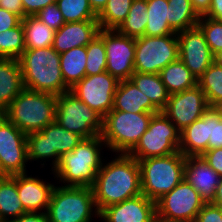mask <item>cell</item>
<instances>
[{
	"label": "cell",
	"instance_id": "obj_1",
	"mask_svg": "<svg viewBox=\"0 0 222 222\" xmlns=\"http://www.w3.org/2000/svg\"><path fill=\"white\" fill-rule=\"evenodd\" d=\"M118 155L106 165L102 163L91 186L99 213L112 204L142 194L138 160L128 154Z\"/></svg>",
	"mask_w": 222,
	"mask_h": 222
},
{
	"label": "cell",
	"instance_id": "obj_2",
	"mask_svg": "<svg viewBox=\"0 0 222 222\" xmlns=\"http://www.w3.org/2000/svg\"><path fill=\"white\" fill-rule=\"evenodd\" d=\"M18 62L24 88L55 96L70 91L61 73L60 54L52 46L25 50Z\"/></svg>",
	"mask_w": 222,
	"mask_h": 222
},
{
	"label": "cell",
	"instance_id": "obj_3",
	"mask_svg": "<svg viewBox=\"0 0 222 222\" xmlns=\"http://www.w3.org/2000/svg\"><path fill=\"white\" fill-rule=\"evenodd\" d=\"M101 135L83 139L71 152L64 154L52 173L64 186L91 187L102 165ZM67 183V184H66Z\"/></svg>",
	"mask_w": 222,
	"mask_h": 222
},
{
	"label": "cell",
	"instance_id": "obj_4",
	"mask_svg": "<svg viewBox=\"0 0 222 222\" xmlns=\"http://www.w3.org/2000/svg\"><path fill=\"white\" fill-rule=\"evenodd\" d=\"M56 103L53 94L24 88L2 115L27 135L55 122Z\"/></svg>",
	"mask_w": 222,
	"mask_h": 222
},
{
	"label": "cell",
	"instance_id": "obj_5",
	"mask_svg": "<svg viewBox=\"0 0 222 222\" xmlns=\"http://www.w3.org/2000/svg\"><path fill=\"white\" fill-rule=\"evenodd\" d=\"M186 157L180 152L139 160L142 194L156 202L184 179Z\"/></svg>",
	"mask_w": 222,
	"mask_h": 222
},
{
	"label": "cell",
	"instance_id": "obj_6",
	"mask_svg": "<svg viewBox=\"0 0 222 222\" xmlns=\"http://www.w3.org/2000/svg\"><path fill=\"white\" fill-rule=\"evenodd\" d=\"M46 214L50 222H91L99 217L92 187L55 186Z\"/></svg>",
	"mask_w": 222,
	"mask_h": 222
},
{
	"label": "cell",
	"instance_id": "obj_7",
	"mask_svg": "<svg viewBox=\"0 0 222 222\" xmlns=\"http://www.w3.org/2000/svg\"><path fill=\"white\" fill-rule=\"evenodd\" d=\"M154 113H129L111 110L103 118L101 137L105 148L113 152L128 154L147 131Z\"/></svg>",
	"mask_w": 222,
	"mask_h": 222
},
{
	"label": "cell",
	"instance_id": "obj_8",
	"mask_svg": "<svg viewBox=\"0 0 222 222\" xmlns=\"http://www.w3.org/2000/svg\"><path fill=\"white\" fill-rule=\"evenodd\" d=\"M83 139L82 136L66 130L55 121L41 131L27 134V159L43 161L52 158L53 171L61 157L71 152Z\"/></svg>",
	"mask_w": 222,
	"mask_h": 222
},
{
	"label": "cell",
	"instance_id": "obj_9",
	"mask_svg": "<svg viewBox=\"0 0 222 222\" xmlns=\"http://www.w3.org/2000/svg\"><path fill=\"white\" fill-rule=\"evenodd\" d=\"M180 131L162 112L152 115L147 131L128 153L139 160L174 154L179 151Z\"/></svg>",
	"mask_w": 222,
	"mask_h": 222
},
{
	"label": "cell",
	"instance_id": "obj_10",
	"mask_svg": "<svg viewBox=\"0 0 222 222\" xmlns=\"http://www.w3.org/2000/svg\"><path fill=\"white\" fill-rule=\"evenodd\" d=\"M55 121L84 139L99 136L103 129V117L70 91L57 96Z\"/></svg>",
	"mask_w": 222,
	"mask_h": 222
},
{
	"label": "cell",
	"instance_id": "obj_11",
	"mask_svg": "<svg viewBox=\"0 0 222 222\" xmlns=\"http://www.w3.org/2000/svg\"><path fill=\"white\" fill-rule=\"evenodd\" d=\"M179 59L177 34L142 36L135 39V72L159 74L168 64Z\"/></svg>",
	"mask_w": 222,
	"mask_h": 222
},
{
	"label": "cell",
	"instance_id": "obj_12",
	"mask_svg": "<svg viewBox=\"0 0 222 222\" xmlns=\"http://www.w3.org/2000/svg\"><path fill=\"white\" fill-rule=\"evenodd\" d=\"M206 201L183 179L156 201L157 222H194Z\"/></svg>",
	"mask_w": 222,
	"mask_h": 222
},
{
	"label": "cell",
	"instance_id": "obj_13",
	"mask_svg": "<svg viewBox=\"0 0 222 222\" xmlns=\"http://www.w3.org/2000/svg\"><path fill=\"white\" fill-rule=\"evenodd\" d=\"M98 35L106 49V72L118 81L130 80L135 73V38L106 29H100Z\"/></svg>",
	"mask_w": 222,
	"mask_h": 222
},
{
	"label": "cell",
	"instance_id": "obj_14",
	"mask_svg": "<svg viewBox=\"0 0 222 222\" xmlns=\"http://www.w3.org/2000/svg\"><path fill=\"white\" fill-rule=\"evenodd\" d=\"M27 135L4 115L0 116V175L26 173Z\"/></svg>",
	"mask_w": 222,
	"mask_h": 222
},
{
	"label": "cell",
	"instance_id": "obj_15",
	"mask_svg": "<svg viewBox=\"0 0 222 222\" xmlns=\"http://www.w3.org/2000/svg\"><path fill=\"white\" fill-rule=\"evenodd\" d=\"M119 81L108 72L85 76L70 92L103 118L112 110Z\"/></svg>",
	"mask_w": 222,
	"mask_h": 222
},
{
	"label": "cell",
	"instance_id": "obj_16",
	"mask_svg": "<svg viewBox=\"0 0 222 222\" xmlns=\"http://www.w3.org/2000/svg\"><path fill=\"white\" fill-rule=\"evenodd\" d=\"M209 107L204 92L196 85L191 89L171 94L162 112L181 132L201 118Z\"/></svg>",
	"mask_w": 222,
	"mask_h": 222
},
{
	"label": "cell",
	"instance_id": "obj_17",
	"mask_svg": "<svg viewBox=\"0 0 222 222\" xmlns=\"http://www.w3.org/2000/svg\"><path fill=\"white\" fill-rule=\"evenodd\" d=\"M179 59L198 80L214 62V55L198 26L177 32Z\"/></svg>",
	"mask_w": 222,
	"mask_h": 222
},
{
	"label": "cell",
	"instance_id": "obj_18",
	"mask_svg": "<svg viewBox=\"0 0 222 222\" xmlns=\"http://www.w3.org/2000/svg\"><path fill=\"white\" fill-rule=\"evenodd\" d=\"M99 218L104 222H157L156 202L140 194L104 208Z\"/></svg>",
	"mask_w": 222,
	"mask_h": 222
},
{
	"label": "cell",
	"instance_id": "obj_19",
	"mask_svg": "<svg viewBox=\"0 0 222 222\" xmlns=\"http://www.w3.org/2000/svg\"><path fill=\"white\" fill-rule=\"evenodd\" d=\"M184 179L209 203L214 199L221 177L201 156H188L184 165Z\"/></svg>",
	"mask_w": 222,
	"mask_h": 222
},
{
	"label": "cell",
	"instance_id": "obj_20",
	"mask_svg": "<svg viewBox=\"0 0 222 222\" xmlns=\"http://www.w3.org/2000/svg\"><path fill=\"white\" fill-rule=\"evenodd\" d=\"M100 31L97 20L64 23L54 34L53 49L59 54L86 46Z\"/></svg>",
	"mask_w": 222,
	"mask_h": 222
},
{
	"label": "cell",
	"instance_id": "obj_21",
	"mask_svg": "<svg viewBox=\"0 0 222 222\" xmlns=\"http://www.w3.org/2000/svg\"><path fill=\"white\" fill-rule=\"evenodd\" d=\"M54 187L27 173L17 174V192L26 212L41 213L43 210L46 213Z\"/></svg>",
	"mask_w": 222,
	"mask_h": 222
},
{
	"label": "cell",
	"instance_id": "obj_22",
	"mask_svg": "<svg viewBox=\"0 0 222 222\" xmlns=\"http://www.w3.org/2000/svg\"><path fill=\"white\" fill-rule=\"evenodd\" d=\"M112 110L129 113L160 112L131 80L119 81L114 95Z\"/></svg>",
	"mask_w": 222,
	"mask_h": 222
},
{
	"label": "cell",
	"instance_id": "obj_23",
	"mask_svg": "<svg viewBox=\"0 0 222 222\" xmlns=\"http://www.w3.org/2000/svg\"><path fill=\"white\" fill-rule=\"evenodd\" d=\"M209 108L203 116L180 132L179 151L185 156H201L208 150Z\"/></svg>",
	"mask_w": 222,
	"mask_h": 222
},
{
	"label": "cell",
	"instance_id": "obj_24",
	"mask_svg": "<svg viewBox=\"0 0 222 222\" xmlns=\"http://www.w3.org/2000/svg\"><path fill=\"white\" fill-rule=\"evenodd\" d=\"M24 89L23 77L18 59L0 58V113Z\"/></svg>",
	"mask_w": 222,
	"mask_h": 222
},
{
	"label": "cell",
	"instance_id": "obj_25",
	"mask_svg": "<svg viewBox=\"0 0 222 222\" xmlns=\"http://www.w3.org/2000/svg\"><path fill=\"white\" fill-rule=\"evenodd\" d=\"M24 213L17 192V175H0V222H10Z\"/></svg>",
	"mask_w": 222,
	"mask_h": 222
},
{
	"label": "cell",
	"instance_id": "obj_26",
	"mask_svg": "<svg viewBox=\"0 0 222 222\" xmlns=\"http://www.w3.org/2000/svg\"><path fill=\"white\" fill-rule=\"evenodd\" d=\"M86 63V46L75 47L60 54L61 73L69 89L86 76Z\"/></svg>",
	"mask_w": 222,
	"mask_h": 222
},
{
	"label": "cell",
	"instance_id": "obj_27",
	"mask_svg": "<svg viewBox=\"0 0 222 222\" xmlns=\"http://www.w3.org/2000/svg\"><path fill=\"white\" fill-rule=\"evenodd\" d=\"M130 80L144 95L147 96V98H149L159 111L165 109L170 94L162 83L159 74L135 72Z\"/></svg>",
	"mask_w": 222,
	"mask_h": 222
},
{
	"label": "cell",
	"instance_id": "obj_28",
	"mask_svg": "<svg viewBox=\"0 0 222 222\" xmlns=\"http://www.w3.org/2000/svg\"><path fill=\"white\" fill-rule=\"evenodd\" d=\"M159 75L170 95L197 85V79L180 59L168 64L160 71Z\"/></svg>",
	"mask_w": 222,
	"mask_h": 222
},
{
	"label": "cell",
	"instance_id": "obj_29",
	"mask_svg": "<svg viewBox=\"0 0 222 222\" xmlns=\"http://www.w3.org/2000/svg\"><path fill=\"white\" fill-rule=\"evenodd\" d=\"M24 29L25 49L53 46L55 31L36 16H26L21 20Z\"/></svg>",
	"mask_w": 222,
	"mask_h": 222
},
{
	"label": "cell",
	"instance_id": "obj_30",
	"mask_svg": "<svg viewBox=\"0 0 222 222\" xmlns=\"http://www.w3.org/2000/svg\"><path fill=\"white\" fill-rule=\"evenodd\" d=\"M147 24L144 35L165 36L177 34L169 26L168 0H147Z\"/></svg>",
	"mask_w": 222,
	"mask_h": 222
},
{
	"label": "cell",
	"instance_id": "obj_31",
	"mask_svg": "<svg viewBox=\"0 0 222 222\" xmlns=\"http://www.w3.org/2000/svg\"><path fill=\"white\" fill-rule=\"evenodd\" d=\"M169 26L177 33L197 26L200 16L190 0H168Z\"/></svg>",
	"mask_w": 222,
	"mask_h": 222
},
{
	"label": "cell",
	"instance_id": "obj_32",
	"mask_svg": "<svg viewBox=\"0 0 222 222\" xmlns=\"http://www.w3.org/2000/svg\"><path fill=\"white\" fill-rule=\"evenodd\" d=\"M147 0H133L129 13L117 31L132 38L144 36L148 20Z\"/></svg>",
	"mask_w": 222,
	"mask_h": 222
},
{
	"label": "cell",
	"instance_id": "obj_33",
	"mask_svg": "<svg viewBox=\"0 0 222 222\" xmlns=\"http://www.w3.org/2000/svg\"><path fill=\"white\" fill-rule=\"evenodd\" d=\"M133 0H108L97 15L100 29L117 30L126 19Z\"/></svg>",
	"mask_w": 222,
	"mask_h": 222
},
{
	"label": "cell",
	"instance_id": "obj_34",
	"mask_svg": "<svg viewBox=\"0 0 222 222\" xmlns=\"http://www.w3.org/2000/svg\"><path fill=\"white\" fill-rule=\"evenodd\" d=\"M197 85L204 92L210 107L222 101V67L213 62L199 77Z\"/></svg>",
	"mask_w": 222,
	"mask_h": 222
},
{
	"label": "cell",
	"instance_id": "obj_35",
	"mask_svg": "<svg viewBox=\"0 0 222 222\" xmlns=\"http://www.w3.org/2000/svg\"><path fill=\"white\" fill-rule=\"evenodd\" d=\"M25 50L24 29L21 22L12 29L0 32V58L18 59Z\"/></svg>",
	"mask_w": 222,
	"mask_h": 222
},
{
	"label": "cell",
	"instance_id": "obj_36",
	"mask_svg": "<svg viewBox=\"0 0 222 222\" xmlns=\"http://www.w3.org/2000/svg\"><path fill=\"white\" fill-rule=\"evenodd\" d=\"M65 23L97 20L88 0H56Z\"/></svg>",
	"mask_w": 222,
	"mask_h": 222
},
{
	"label": "cell",
	"instance_id": "obj_37",
	"mask_svg": "<svg viewBox=\"0 0 222 222\" xmlns=\"http://www.w3.org/2000/svg\"><path fill=\"white\" fill-rule=\"evenodd\" d=\"M86 76L97 75L106 71V49L103 39L97 35L86 45Z\"/></svg>",
	"mask_w": 222,
	"mask_h": 222
},
{
	"label": "cell",
	"instance_id": "obj_38",
	"mask_svg": "<svg viewBox=\"0 0 222 222\" xmlns=\"http://www.w3.org/2000/svg\"><path fill=\"white\" fill-rule=\"evenodd\" d=\"M197 26L204 34L213 55L222 51V21L200 16Z\"/></svg>",
	"mask_w": 222,
	"mask_h": 222
},
{
	"label": "cell",
	"instance_id": "obj_39",
	"mask_svg": "<svg viewBox=\"0 0 222 222\" xmlns=\"http://www.w3.org/2000/svg\"><path fill=\"white\" fill-rule=\"evenodd\" d=\"M209 121L208 150L222 148V119L213 107H209Z\"/></svg>",
	"mask_w": 222,
	"mask_h": 222
},
{
	"label": "cell",
	"instance_id": "obj_40",
	"mask_svg": "<svg viewBox=\"0 0 222 222\" xmlns=\"http://www.w3.org/2000/svg\"><path fill=\"white\" fill-rule=\"evenodd\" d=\"M35 16L54 31L65 23L56 3L44 7Z\"/></svg>",
	"mask_w": 222,
	"mask_h": 222
},
{
	"label": "cell",
	"instance_id": "obj_41",
	"mask_svg": "<svg viewBox=\"0 0 222 222\" xmlns=\"http://www.w3.org/2000/svg\"><path fill=\"white\" fill-rule=\"evenodd\" d=\"M194 222H222V209L210 202L206 203Z\"/></svg>",
	"mask_w": 222,
	"mask_h": 222
},
{
	"label": "cell",
	"instance_id": "obj_42",
	"mask_svg": "<svg viewBox=\"0 0 222 222\" xmlns=\"http://www.w3.org/2000/svg\"><path fill=\"white\" fill-rule=\"evenodd\" d=\"M201 157L222 178V148L209 149L204 152Z\"/></svg>",
	"mask_w": 222,
	"mask_h": 222
},
{
	"label": "cell",
	"instance_id": "obj_43",
	"mask_svg": "<svg viewBox=\"0 0 222 222\" xmlns=\"http://www.w3.org/2000/svg\"><path fill=\"white\" fill-rule=\"evenodd\" d=\"M56 3V0H22L24 18L35 16L44 7Z\"/></svg>",
	"mask_w": 222,
	"mask_h": 222
},
{
	"label": "cell",
	"instance_id": "obj_44",
	"mask_svg": "<svg viewBox=\"0 0 222 222\" xmlns=\"http://www.w3.org/2000/svg\"><path fill=\"white\" fill-rule=\"evenodd\" d=\"M20 22L21 19L17 15L0 7V32H4L7 29H12Z\"/></svg>",
	"mask_w": 222,
	"mask_h": 222
},
{
	"label": "cell",
	"instance_id": "obj_45",
	"mask_svg": "<svg viewBox=\"0 0 222 222\" xmlns=\"http://www.w3.org/2000/svg\"><path fill=\"white\" fill-rule=\"evenodd\" d=\"M0 7L17 15L21 20L24 18L22 0H0Z\"/></svg>",
	"mask_w": 222,
	"mask_h": 222
},
{
	"label": "cell",
	"instance_id": "obj_46",
	"mask_svg": "<svg viewBox=\"0 0 222 222\" xmlns=\"http://www.w3.org/2000/svg\"><path fill=\"white\" fill-rule=\"evenodd\" d=\"M10 222H50L46 213L26 212Z\"/></svg>",
	"mask_w": 222,
	"mask_h": 222
},
{
	"label": "cell",
	"instance_id": "obj_47",
	"mask_svg": "<svg viewBox=\"0 0 222 222\" xmlns=\"http://www.w3.org/2000/svg\"><path fill=\"white\" fill-rule=\"evenodd\" d=\"M204 16L222 21V0H211L210 9Z\"/></svg>",
	"mask_w": 222,
	"mask_h": 222
},
{
	"label": "cell",
	"instance_id": "obj_48",
	"mask_svg": "<svg viewBox=\"0 0 222 222\" xmlns=\"http://www.w3.org/2000/svg\"><path fill=\"white\" fill-rule=\"evenodd\" d=\"M199 16H204L210 9L211 0H190Z\"/></svg>",
	"mask_w": 222,
	"mask_h": 222
},
{
	"label": "cell",
	"instance_id": "obj_49",
	"mask_svg": "<svg viewBox=\"0 0 222 222\" xmlns=\"http://www.w3.org/2000/svg\"><path fill=\"white\" fill-rule=\"evenodd\" d=\"M90 7L98 15L106 6L108 0H88Z\"/></svg>",
	"mask_w": 222,
	"mask_h": 222
},
{
	"label": "cell",
	"instance_id": "obj_50",
	"mask_svg": "<svg viewBox=\"0 0 222 222\" xmlns=\"http://www.w3.org/2000/svg\"><path fill=\"white\" fill-rule=\"evenodd\" d=\"M210 203L222 209V178L217 186L214 199Z\"/></svg>",
	"mask_w": 222,
	"mask_h": 222
},
{
	"label": "cell",
	"instance_id": "obj_51",
	"mask_svg": "<svg viewBox=\"0 0 222 222\" xmlns=\"http://www.w3.org/2000/svg\"><path fill=\"white\" fill-rule=\"evenodd\" d=\"M214 62L222 67V51L214 55Z\"/></svg>",
	"mask_w": 222,
	"mask_h": 222
},
{
	"label": "cell",
	"instance_id": "obj_52",
	"mask_svg": "<svg viewBox=\"0 0 222 222\" xmlns=\"http://www.w3.org/2000/svg\"><path fill=\"white\" fill-rule=\"evenodd\" d=\"M213 108L218 112L219 116L222 119V101L217 103Z\"/></svg>",
	"mask_w": 222,
	"mask_h": 222
}]
</instances>
